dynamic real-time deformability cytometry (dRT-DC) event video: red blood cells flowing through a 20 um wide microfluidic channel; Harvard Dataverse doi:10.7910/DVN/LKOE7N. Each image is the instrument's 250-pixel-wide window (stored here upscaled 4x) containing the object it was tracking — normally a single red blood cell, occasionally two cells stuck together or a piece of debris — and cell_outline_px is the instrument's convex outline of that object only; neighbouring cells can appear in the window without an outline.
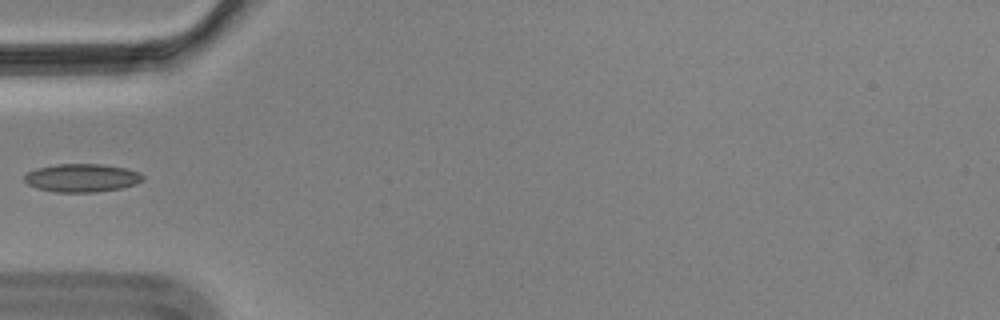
{"species": "Egyptian fruit bat (a non-hibernating species)", "species_latin": "Rousettus aegyptiacus", "temperature_condition": "cold", "stored_images_in_passage": 37, "camera_frame_rate_fps": 3000, "um_per_image_px": 0.085, "animal": {"sex": "male"}, "frame": {"image": 1, "passage_image": 1, "time_ms": 0.0, "image_size_px": [1000, 320], "cell_outline_px": [[144, 180], [136, 184], [120, 188], [96, 192], [56, 192], [36, 188], [28, 184], [24, 180], [24, 176], [28, 172], [36, 168], [56, 164], [100, 164], [128, 168], [140, 172], [144, 176]], "centroid_in_image_um": [6.98, 15.11], "position_along_channel_um": 78.0, "area_um2": 19.59}}